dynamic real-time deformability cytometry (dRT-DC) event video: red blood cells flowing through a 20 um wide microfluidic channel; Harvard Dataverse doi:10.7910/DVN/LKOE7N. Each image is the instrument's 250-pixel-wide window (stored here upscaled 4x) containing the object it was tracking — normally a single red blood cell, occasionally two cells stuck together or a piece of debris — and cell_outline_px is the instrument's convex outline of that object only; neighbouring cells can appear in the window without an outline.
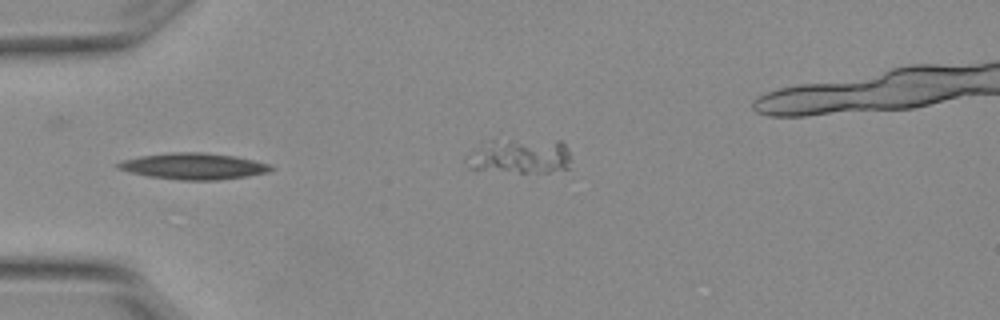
{"species": "Egyptian fruit bat (a non-hibernating species)", "species_latin": "Rousettus aegyptiacus", "temperature_condition": "warm", "stored_images_in_passage": 6, "camera_frame_rate_fps": 3000, "um_per_image_px": 0.085, "animal": {"sex": "female"}, "frame": {"image": 1, "passage_image": 3, "time_ms": 0.667, "image_size_px": [1000, 320], "cell_outline_px": [[276, 168], [268, 172], [244, 176], [216, 180], [180, 180], [148, 176], [132, 172], [120, 168], [116, 164], [124, 160], [140, 156], [172, 152], [204, 152], [232, 156], [252, 160], [268, 164]], "centroid_in_image_um": [16.47, 14.12], "position_along_channel_um": 68.5, "area_um2": 22.95}}
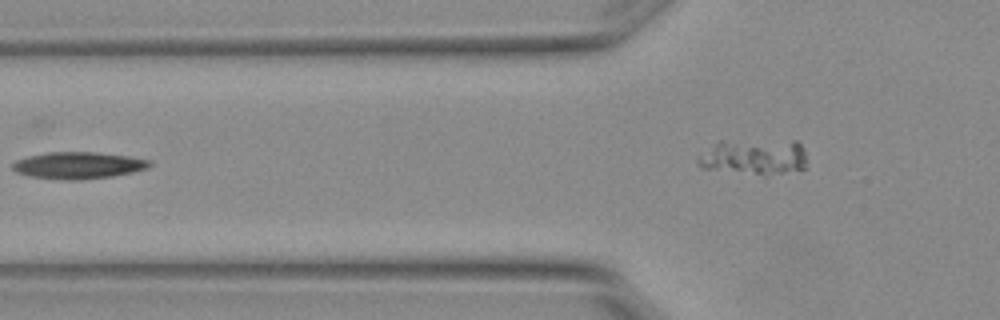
{"frame": {"image": 2, "passage_image": 4, "time_ms": 1.0, "image_size_px": [1000, 320], "cell_outline_px": [[152, 164], [148, 168], [132, 172], [112, 176], [80, 180], [60, 180], [28, 176], [16, 172], [12, 168], [12, 164], [16, 160], [28, 156], [48, 152], [92, 152], [128, 156], [148, 160]], "centroid_in_image_um": [6.61, 14.06], "position_along_channel_um": 119.2, "area_um2": 21.39}}
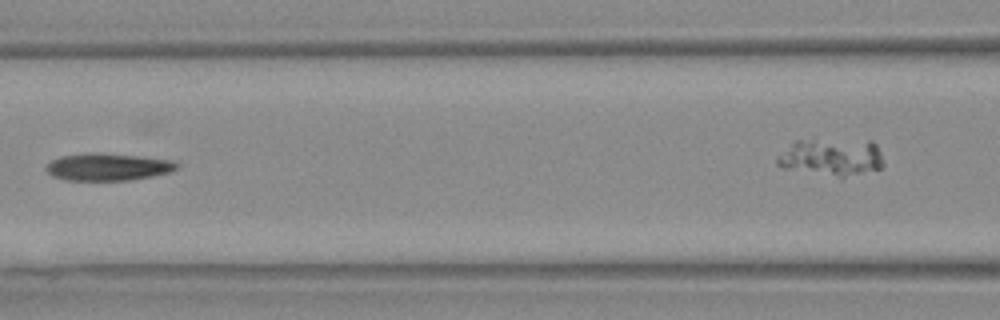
{"frame": {"image": 3, "passage_image": 5, "time_ms": 1.333, "image_size_px": [1000, 320], "cell_outline_px": [[180, 164], [176, 168], [168, 172], [152, 176], [128, 180], [64, 180], [52, 176], [44, 168], [52, 160], [60, 156], [84, 152], [100, 152], [140, 156], [172, 160]], "centroid_in_image_um": [9.13, 14.17], "position_along_channel_um": 157.5, "area_um2": 20.92}}